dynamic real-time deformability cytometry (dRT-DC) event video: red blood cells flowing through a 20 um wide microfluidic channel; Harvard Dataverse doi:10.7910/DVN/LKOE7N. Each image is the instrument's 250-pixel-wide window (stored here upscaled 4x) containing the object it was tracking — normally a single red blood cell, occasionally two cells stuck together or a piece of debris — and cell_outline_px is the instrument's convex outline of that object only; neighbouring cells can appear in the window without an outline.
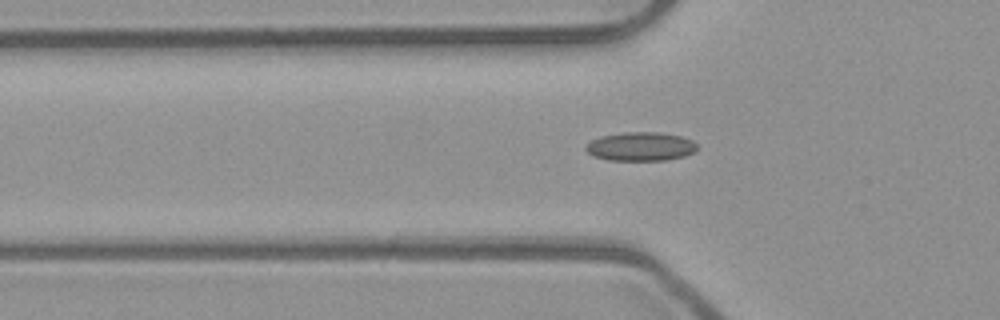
{"species": "common noctule bat (a hibernating species)", "species_latin": "Nyctalus noctula", "temperature_condition": "room temperature", "stored_images_in_passage": 50, "camera_frame_rate_fps": 3000, "um_per_image_px": 0.085, "animal": {"sex": "male", "body_mass_g": 23.1, "forearm_length_mm": 52.7}, "frame": {"image": 1, "passage_image": 14, "time_ms": 4.333, "image_size_px": [1000, 320], "cell_outline_px": [[696, 148], [692, 152], [684, 156], [664, 160], [608, 160], [592, 156], [584, 148], [592, 140], [600, 136], [624, 132], [656, 132], [680, 136], [692, 140], [696, 144]], "centroid_in_image_um": [54.41, 12.45], "position_along_channel_um": 71.4, "area_um2": 18.5}}
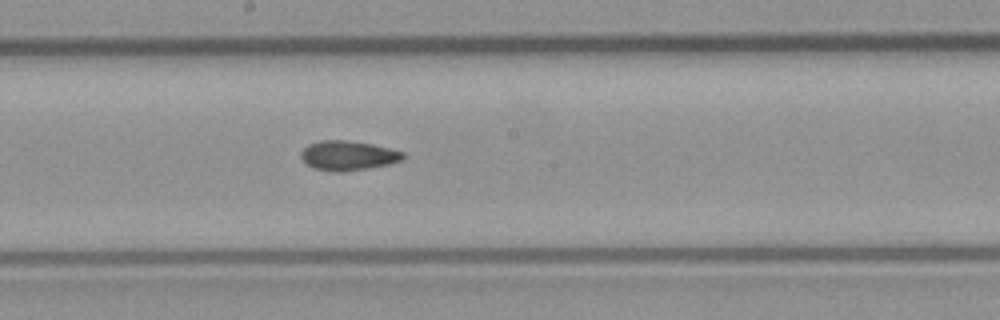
{"frame": {"image": 2, "passage_image": 25, "time_ms": 8.0, "image_size_px": [1000, 320], "cell_outline_px": [[404, 156], [400, 160], [388, 164], [368, 168], [344, 172], [332, 172], [312, 168], [300, 156], [300, 152], [308, 144], [320, 140], [344, 140], [372, 144], [404, 152]], "centroid_in_image_um": [29.54, 13.23], "position_along_channel_um": 218.7, "area_um2": 17.51}}
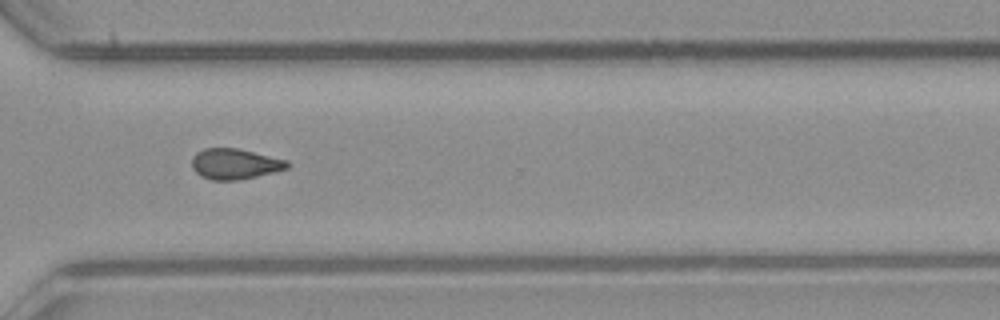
{"frame": {"image": 3, "passage_image": 35, "time_ms": 11.333, "image_size_px": [1000, 320], "cell_outline_px": [[288, 168], [240, 180], [212, 180], [200, 176], [192, 168], [192, 156], [196, 152], [204, 148], [236, 148], [288, 160]], "centroid_in_image_um": [19.92, 13.93], "position_along_channel_um": 350.7, "area_um2": 16.94}, "authors_computed_cell_mechanics": {"area_um2": 17.34, "velocity_mm_per_s": 3.9742, "shape_relaxation_time_tau1_ms": null, "shape_relaxation_time_tau2_ms": 4.1002, "deformation_change_tau1": null, "deformation_change_tau2": 0.1075}}